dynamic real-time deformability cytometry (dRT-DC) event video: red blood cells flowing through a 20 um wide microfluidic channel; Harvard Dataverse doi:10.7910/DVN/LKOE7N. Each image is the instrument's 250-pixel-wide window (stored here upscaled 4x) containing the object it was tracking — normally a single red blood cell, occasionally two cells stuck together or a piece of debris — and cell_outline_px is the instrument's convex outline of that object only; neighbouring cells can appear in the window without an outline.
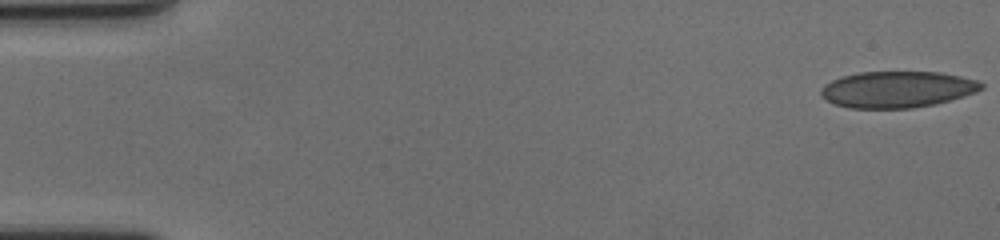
{"species": "human", "species_latin": "Homo sapiens", "temperature_condition": "cold", "stored_images_in_passage": 59, "camera_frame_rate_fps": 3000, "um_per_image_px": 0.085, "donor": {"sex": "female"}, "frame": {"image": 1, "passage_image": 1, "time_ms": 0.0, "image_size_px": [1000, 240], "cell_outline_px": [[984, 88], [976, 92], [948, 100], [932, 104], [912, 108], [852, 108], [836, 104], [820, 96], [820, 88], [824, 84], [832, 80], [844, 76], [860, 72], [940, 72], [960, 76], [976, 80], [984, 84]], "centroid_in_image_um": [76.25, 7.59], "position_along_channel_um": 8.7, "area_um2": 33.76}}
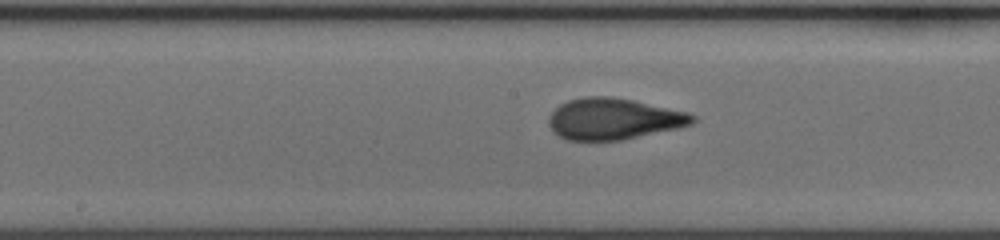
{"frame": {"image": 2, "passage_image": 31, "time_ms": 10.0, "image_size_px": [1000, 240], "cell_outline_px": [[696, 120], [692, 124], [676, 128], [620, 140], [568, 140], [560, 136], [548, 124], [548, 116], [560, 104], [568, 100], [584, 96], [612, 96], [632, 100], [688, 112], [696, 116]], "centroid_in_image_um": [52.15, 10.09], "position_along_channel_um": 196.1, "area_um2": 34.33}}
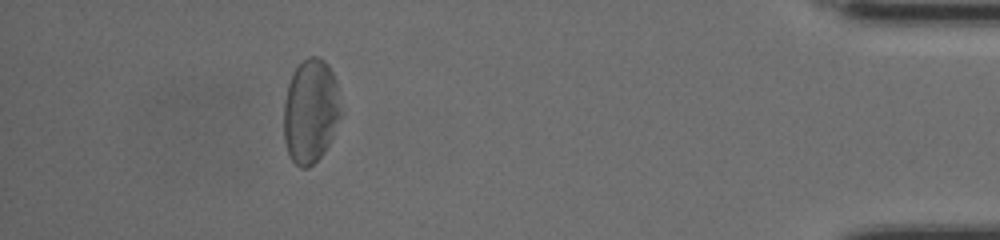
{"frame": {"image": 3, "passage_image": 54, "time_ms": 17.667, "image_size_px": [1000, 240], "cell_outline_px": [[344, 112], [324, 152], [308, 168], [300, 168], [288, 156], [284, 140], [284, 104], [288, 84], [296, 68], [308, 56], [316, 56], [324, 60], [328, 64], [336, 80]], "centroid_in_image_um": [26.43, 9.45], "position_along_channel_um": 408.8, "area_um2": 35.03}, "authors_computed_cell_mechanics": {"area_um2": 34.68, "velocity_mm_per_s": 3.4862, "shape_relaxation_time_tau1_ms": 10.0708, "shape_relaxation_time_tau2_ms": 0.8182, "deformation_change_tau1": 0.2039, "deformation_change_tau2": 0.0505}}